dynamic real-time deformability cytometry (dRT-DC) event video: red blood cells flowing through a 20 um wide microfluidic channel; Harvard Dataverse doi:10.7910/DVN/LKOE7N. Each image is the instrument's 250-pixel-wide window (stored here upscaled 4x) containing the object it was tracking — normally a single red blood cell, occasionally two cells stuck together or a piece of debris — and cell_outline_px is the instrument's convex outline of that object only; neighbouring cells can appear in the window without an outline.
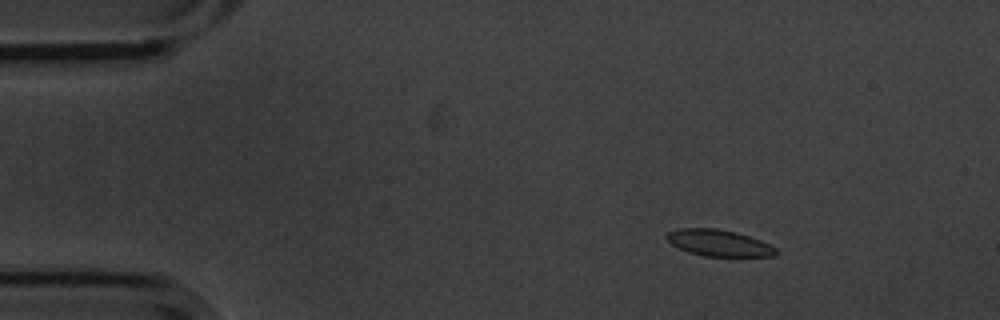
{"species": "common noctule bat (a hibernating species)", "species_latin": "Nyctalus noctula", "temperature_condition": "cold", "stored_images_in_passage": 13, "camera_frame_rate_fps": 3000, "um_per_image_px": 0.085, "animal": {"sex": "male", "body_mass_g": 20.1, "forearm_length_mm": 53.5}, "frame": {"image": 1, "passage_image": 2, "time_ms": 0.333, "image_size_px": [1000, 320], "cell_outline_px": [[780, 252], [776, 256], [704, 256], [688, 252], [672, 244], [668, 240], [668, 232], [680, 228], [716, 228], [736, 232], [760, 240], [776, 248]], "centroid_in_image_um": [61.14, 20.65], "position_along_channel_um": 23.9, "area_um2": 16.7}}
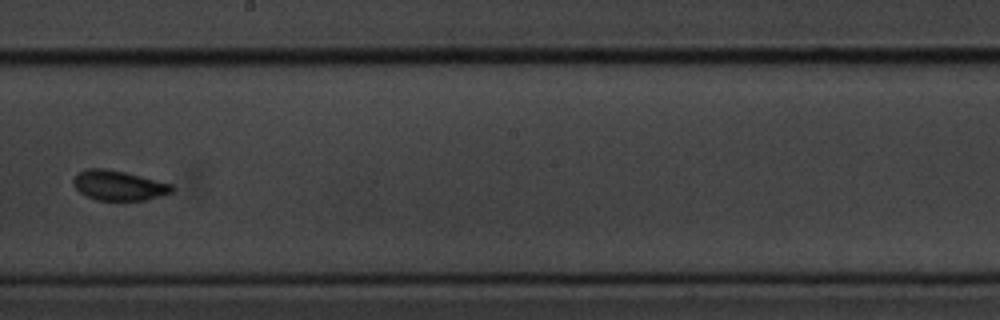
{"frame": {"image": 2, "passage_image": 8, "time_ms": 2.333, "image_size_px": [1000, 320], "cell_outline_px": [[176, 188], [172, 192], [148, 200], [96, 200], [84, 196], [72, 184], [72, 180], [80, 172], [88, 168], [104, 168], [124, 172], [172, 184]], "centroid_in_image_um": [10.09, 15.77], "position_along_channel_um": 238.1, "area_um2": 17.17}}
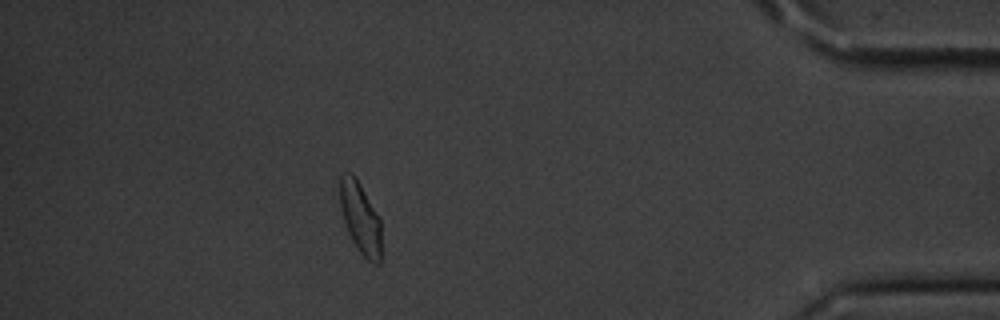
{"frame": {"image": 3, "passage_image": 13, "time_ms": 4.0, "image_size_px": [1000, 320], "cell_outline_px": [[380, 264], [372, 264], [356, 248], [348, 232], [340, 208], [340, 176], [348, 172], [352, 172], [356, 176], [380, 216]], "centroid_in_image_um": [30.64, 18.5], "position_along_channel_um": 404.6, "area_um2": 17.4}}